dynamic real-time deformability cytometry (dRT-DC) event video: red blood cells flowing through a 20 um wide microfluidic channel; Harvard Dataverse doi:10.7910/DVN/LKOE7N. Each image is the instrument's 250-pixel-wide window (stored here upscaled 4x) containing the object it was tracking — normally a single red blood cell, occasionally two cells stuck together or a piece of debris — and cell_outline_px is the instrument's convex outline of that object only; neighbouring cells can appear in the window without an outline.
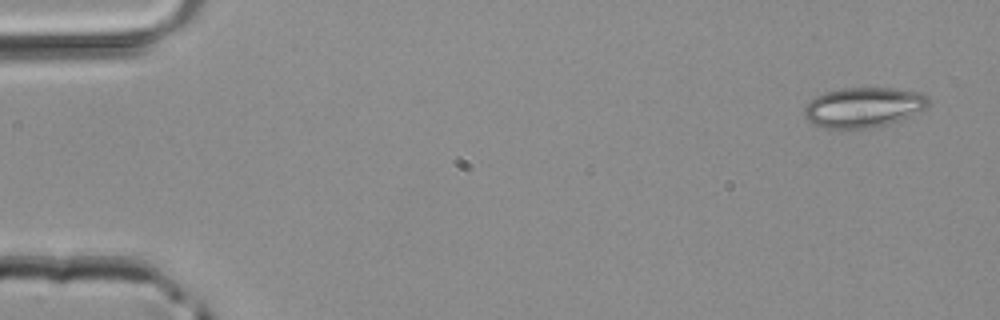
{"species": "common noctule bat (a hibernating species)", "species_latin": "Nyctalus noctula", "temperature_condition": "room temperature", "stored_images_in_passage": 3, "camera_frame_rate_fps": 3000, "um_per_image_px": 0.085, "animal": {"sex": "male", "body_mass_g": 20.4}, "frame": {"image": 1, "passage_image": 3, "time_ms": 0.667, "image_size_px": [1000, 320], "cell_outline_px": [[928, 108], [900, 120], [888, 124], [872, 128], [824, 128], [812, 124], [804, 116], [804, 108], [816, 96], [824, 92], [844, 88], [892, 88], [920, 92], [928, 96]], "centroid_in_image_um": [73.41, 9.12], "position_along_channel_um": 11.6, "area_um2": 29.02}}